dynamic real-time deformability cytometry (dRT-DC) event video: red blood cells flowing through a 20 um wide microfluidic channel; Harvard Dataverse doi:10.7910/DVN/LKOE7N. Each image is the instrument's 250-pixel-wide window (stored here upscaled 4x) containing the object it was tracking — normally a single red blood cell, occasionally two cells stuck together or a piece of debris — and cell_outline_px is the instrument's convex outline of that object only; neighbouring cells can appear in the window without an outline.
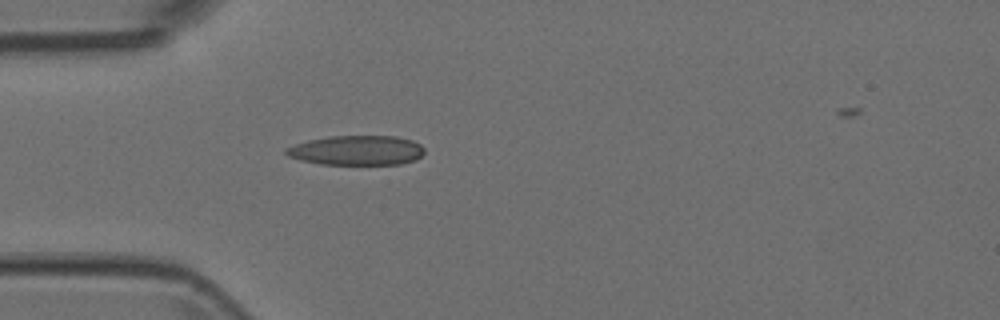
{"species": "Egyptian fruit bat (a non-hibernating species)", "species_latin": "Rousettus aegyptiacus", "temperature_condition": "room temperature", "stored_images_in_passage": 2, "camera_frame_rate_fps": 3000, "um_per_image_px": 0.085, "animal": {"sex": "female"}, "frame": {"image": 1, "passage_image": 1, "time_ms": 0.0, "image_size_px": [1000, 320], "cell_outline_px": [[424, 152], [416, 160], [400, 164], [320, 164], [300, 160], [288, 156], [284, 152], [284, 148], [308, 140], [332, 136], [396, 136], [412, 140], [420, 144], [424, 148]], "centroid_in_image_um": [30.32, 12.78], "position_along_channel_um": 54.7, "area_um2": 23.93}}